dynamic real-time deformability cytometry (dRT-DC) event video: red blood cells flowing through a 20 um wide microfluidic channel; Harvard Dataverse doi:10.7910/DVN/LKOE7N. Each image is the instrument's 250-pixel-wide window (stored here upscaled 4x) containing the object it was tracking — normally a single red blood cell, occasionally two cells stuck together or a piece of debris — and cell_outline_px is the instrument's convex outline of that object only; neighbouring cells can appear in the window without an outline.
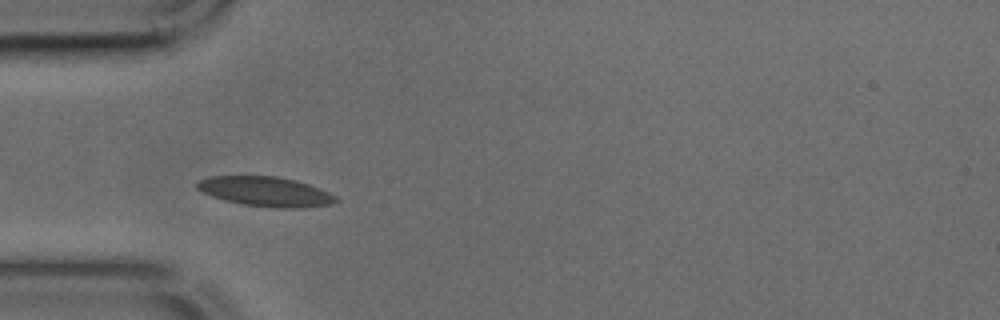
{"species": "common noctule bat (a hibernating species)", "species_latin": "Nyctalus noctula", "temperature_condition": "cold", "stored_images_in_passage": 33, "camera_frame_rate_fps": 3000, "um_per_image_px": 0.085, "animal": {"sex": "male", "body_mass_g": 17.9, "forearm_length_mm": 54.2}, "frame": {"image": 1, "passage_image": 1, "time_ms": 0.0, "image_size_px": [1000, 320], "cell_outline_px": [[340, 200], [332, 204], [304, 208], [276, 208], [244, 204], [224, 200], [212, 196], [196, 188], [196, 184], [200, 180], [208, 176], [276, 176], [296, 180], [320, 188], [336, 196]], "centroid_in_image_um": [22.61, 16.28], "position_along_channel_um": 62.4, "area_um2": 24.04}}
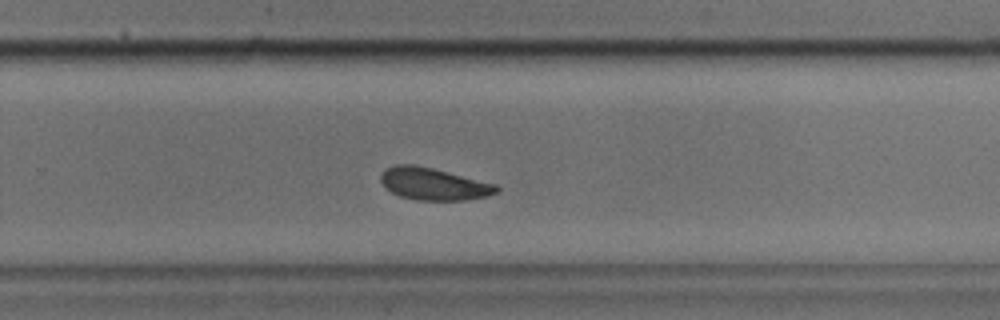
{"frame": {"image": 2, "passage_image": 17, "time_ms": 5.333, "image_size_px": [1000, 320], "cell_outline_px": [[500, 188], [496, 192], [488, 196], [464, 200], [416, 200], [400, 196], [392, 192], [380, 180], [380, 176], [384, 168], [396, 164], [412, 164], [432, 168], [496, 184]], "centroid_in_image_um": [36.84, 15.63], "position_along_channel_um": 293.0, "area_um2": 21.56}}
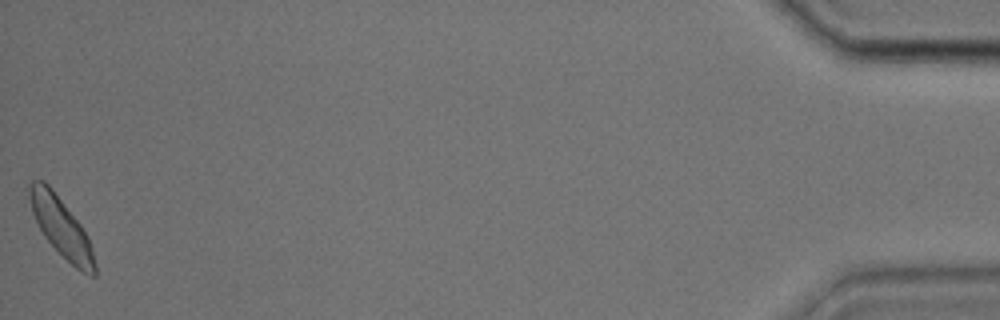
{"frame": {"image": 3, "passage_image": 33, "time_ms": 10.667, "image_size_px": [1000, 320], "cell_outline_px": [[96, 276], [92, 276], [80, 272], [44, 236], [32, 212], [28, 196], [28, 184], [32, 180], [44, 180], [52, 188], [80, 224], [88, 236], [96, 264]], "centroid_in_image_um": [5.2, 19.29], "position_along_channel_um": 430.0, "area_um2": 22.2}}